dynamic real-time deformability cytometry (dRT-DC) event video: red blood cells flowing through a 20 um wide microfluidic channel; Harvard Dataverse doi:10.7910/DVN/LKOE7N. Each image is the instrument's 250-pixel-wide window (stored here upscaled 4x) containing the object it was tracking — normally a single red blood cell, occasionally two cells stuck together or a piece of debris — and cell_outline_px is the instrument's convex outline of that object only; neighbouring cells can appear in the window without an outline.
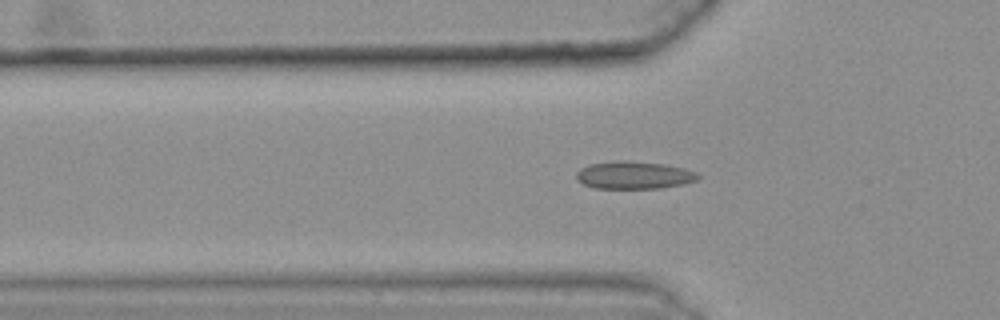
{"species": "common noctule bat (a hibernating species)", "species_latin": "Nyctalus noctula", "temperature_condition": "warm", "stored_images_in_passage": 41, "camera_frame_rate_fps": 3000, "um_per_image_px": 0.085, "animal": {"sex": "female", "body_mass_g": 25.1}, "frame": {"image": 1, "passage_image": 11, "time_ms": 3.333, "image_size_px": [1000, 320], "cell_outline_px": [[700, 176], [696, 180], [684, 184], [660, 188], [596, 188], [584, 184], [576, 176], [576, 172], [580, 168], [588, 164], [664, 164], [684, 168], [696, 172]], "centroid_in_image_um": [53.94, 14.94], "position_along_channel_um": 71.9, "area_um2": 18.32}}
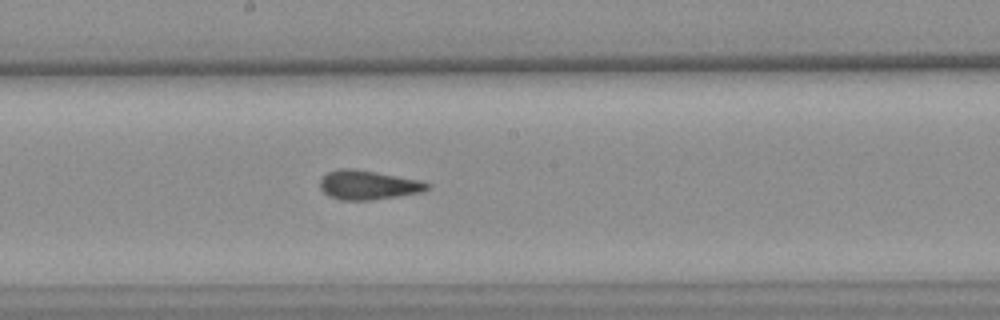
{"frame": {"image": 2, "passage_image": 23, "time_ms": 7.333, "image_size_px": [1000, 320], "cell_outline_px": [[432, 184], [424, 192], [372, 200], [340, 200], [328, 196], [320, 188], [320, 180], [328, 172], [340, 168], [352, 168], [376, 172], [420, 180]], "centroid_in_image_um": [31.3, 15.73], "position_along_channel_um": 216.9, "area_um2": 18.32}}
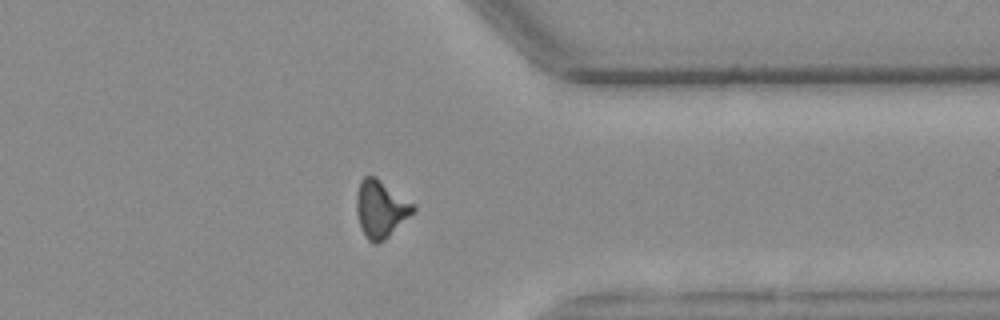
{"frame": {"image": 3, "passage_image": 37, "time_ms": 12.0, "image_size_px": [1000, 320], "cell_outline_px": [[416, 208], [384, 240], [376, 244], [372, 244], [368, 240], [360, 228], [356, 212], [356, 196], [360, 180], [364, 176], [376, 176], [416, 204]], "centroid_in_image_um": [32.33, 17.73], "position_along_channel_um": 379.1, "area_um2": 18.96}, "authors_computed_cell_mechanics": {"area_um2": 18.3226, "velocity_mm_per_s": 3.6156, "shape_relaxation_time_tau1_ms": null, "shape_relaxation_time_tau2_ms": 1.4781, "deformation_change_tau1": null, "deformation_change_tau2": 0.1033}}